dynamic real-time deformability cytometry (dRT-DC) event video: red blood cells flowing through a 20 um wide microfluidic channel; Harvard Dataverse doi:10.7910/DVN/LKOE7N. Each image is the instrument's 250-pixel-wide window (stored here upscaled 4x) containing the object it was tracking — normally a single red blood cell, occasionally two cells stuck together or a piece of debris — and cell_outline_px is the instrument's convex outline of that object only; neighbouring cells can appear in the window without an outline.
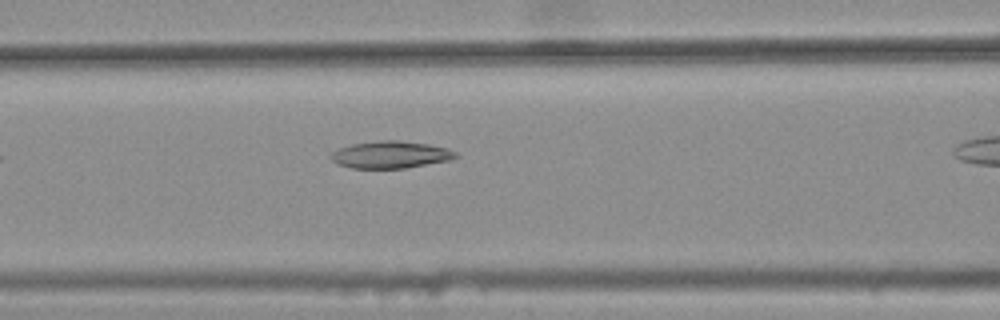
{"species": "common noctule bat (a hibernating species)", "species_latin": "Nyctalus noctula", "temperature_condition": "warm", "stored_images_in_passage": 5, "camera_frame_rate_fps": 3000, "um_per_image_px": 0.085, "animal": {"sex": "female", "body_mass_g": 25.1}, "frame": {"image": 1, "passage_image": 5, "time_ms": 1.333, "image_size_px": [1000, 320], "cell_outline_px": [[460, 156], [448, 160], [404, 168], [352, 168], [336, 164], [332, 160], [332, 152], [340, 148], [352, 144], [380, 140], [400, 140], [428, 144], [448, 148], [456, 152]], "centroid_in_image_um": [33.21, 13.14], "position_along_channel_um": 133.4, "area_um2": 19.59}}